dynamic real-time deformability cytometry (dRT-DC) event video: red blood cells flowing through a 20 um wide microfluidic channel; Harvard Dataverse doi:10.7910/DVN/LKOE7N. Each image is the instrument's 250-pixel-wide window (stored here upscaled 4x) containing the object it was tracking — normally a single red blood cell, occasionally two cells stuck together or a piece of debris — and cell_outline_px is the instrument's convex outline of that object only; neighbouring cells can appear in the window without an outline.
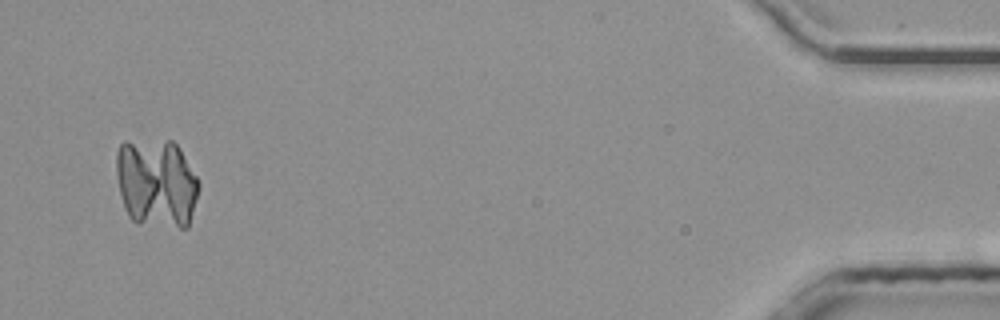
{"species": "common noctule bat (a hibernating species)", "species_latin": "Nyctalus noctula", "temperature_condition": "room temperature", "stored_images_in_passage": 52, "segment_of_instrument_passage": [3, 3], "camera_frame_rate_fps": 3000, "um_per_image_px": 0.085, "animal": {"sex": "male", "body_mass_g": 20.4}, "frame": {"image": 1, "passage_image": 50, "time_ms": 16.333, "image_size_px": [1000, 320], "cell_outline_px": [[200, 188], [188, 228], [180, 228], [136, 224], [128, 216], [124, 208], [120, 192], [116, 172], [116, 152], [120, 144], [124, 140], [172, 140], [180, 148], [200, 180]], "centroid_in_image_um": [13.31, 15.56], "position_along_channel_um": 421.9, "area_um2": 43.99}}